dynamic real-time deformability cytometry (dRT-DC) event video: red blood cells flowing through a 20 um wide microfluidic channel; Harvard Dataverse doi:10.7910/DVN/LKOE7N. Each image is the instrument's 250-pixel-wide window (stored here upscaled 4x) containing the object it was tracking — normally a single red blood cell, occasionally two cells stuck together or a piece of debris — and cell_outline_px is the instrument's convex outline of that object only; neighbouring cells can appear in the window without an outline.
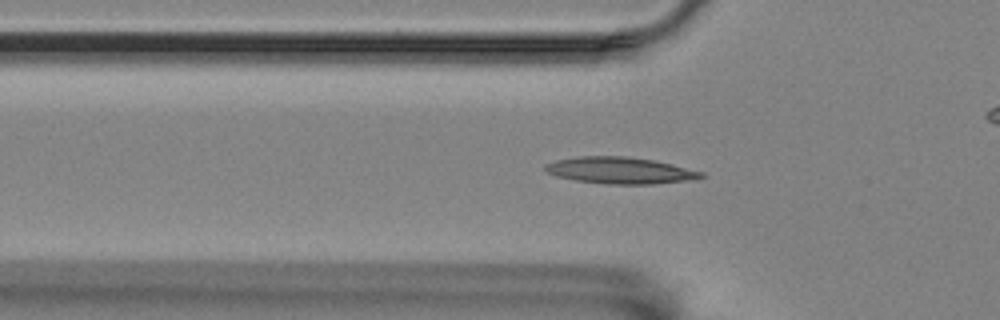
{"species": "Egyptian fruit bat (a non-hibernating species)", "species_latin": "Rousettus aegyptiacus", "temperature_condition": "room temperature", "stored_images_in_passage": 49, "camera_frame_rate_fps": 3000, "um_per_image_px": 0.085, "animal": {"sex": "female"}, "frame": {"image": 1, "passage_image": 10, "time_ms": 3.0, "image_size_px": [1000, 320], "cell_outline_px": [[704, 176], [692, 180], [652, 184], [608, 184], [576, 180], [556, 176], [548, 172], [544, 168], [544, 164], [556, 160], [580, 156], [624, 156], [652, 160], [672, 164], [704, 172]], "centroid_in_image_um": [52.71, 14.49], "position_along_channel_um": 73.1, "area_um2": 24.04}}
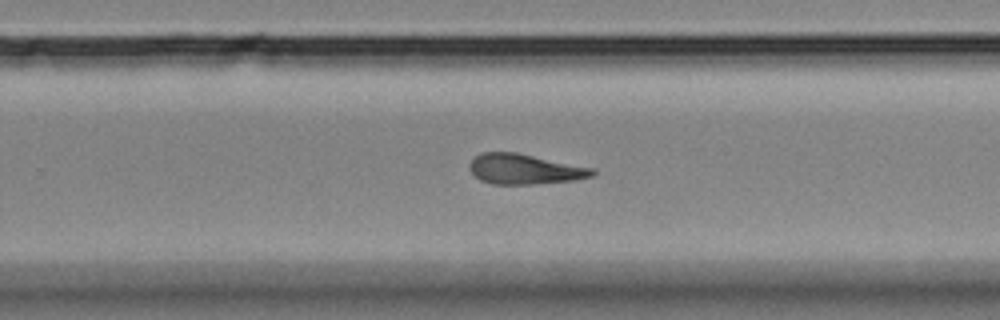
{"frame": {"image": 2, "passage_image": 28, "time_ms": 9.0, "image_size_px": [1000, 320], "cell_outline_px": [[596, 172], [592, 176], [576, 180], [532, 184], [492, 184], [480, 180], [472, 172], [472, 160], [480, 152], [516, 152], [596, 168]], "centroid_in_image_um": [44.66, 14.37], "position_along_channel_um": 285.1, "area_um2": 21.56}}
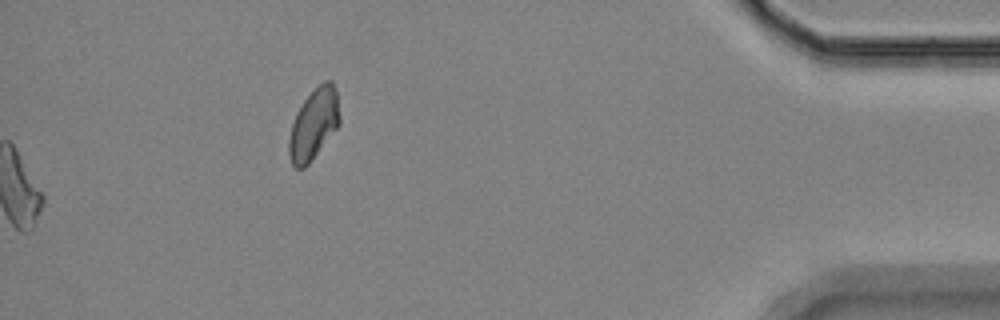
{"frame": {"image": 3, "passage_image": 49, "time_ms": 16.0, "image_size_px": [1000, 320], "cell_outline_px": [[340, 124], [308, 164], [304, 168], [296, 168], [292, 164], [288, 152], [288, 140], [292, 124], [296, 112], [304, 100], [324, 80], [332, 80], [336, 88], [340, 116]], "centroid_in_image_um": [26.67, 10.54], "position_along_channel_um": 408.5, "area_um2": 20.81}, "authors_computed_cell_mechanics": {"area_um2": 21.5594, "velocity_mm_per_s": 3.5219, "shape_relaxation_time_tau1_ms": null, "shape_relaxation_time_tau2_ms": 6.4578, "deformation_change_tau1": null, "deformation_change_tau2": 0.1761}}